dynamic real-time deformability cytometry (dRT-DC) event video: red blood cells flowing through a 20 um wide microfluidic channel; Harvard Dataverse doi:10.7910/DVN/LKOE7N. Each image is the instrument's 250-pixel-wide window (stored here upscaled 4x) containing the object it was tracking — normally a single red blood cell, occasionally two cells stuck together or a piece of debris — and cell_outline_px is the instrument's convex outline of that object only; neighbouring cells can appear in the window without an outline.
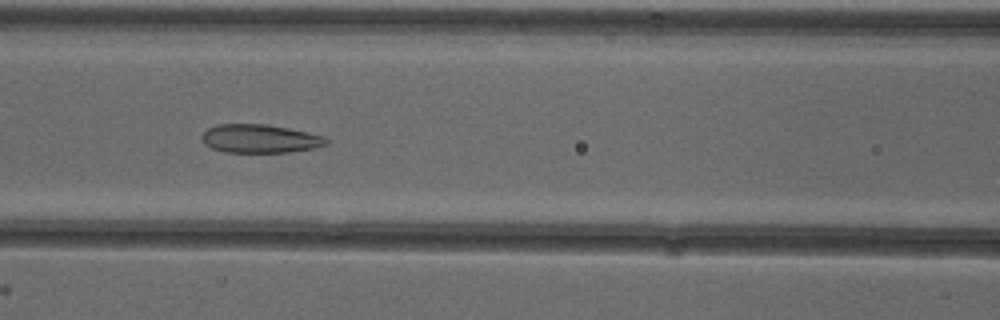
{"species": "common noctule bat (a hibernating species)", "species_latin": "Nyctalus noctula", "temperature_condition": "cold", "stored_images_in_passage": 52, "camera_frame_rate_fps": 3000, "um_per_image_px": 0.085, "animal": {"sex": "female"}, "frame": {"image": 1, "passage_image": 23, "time_ms": 7.333, "image_size_px": [1000, 320], "cell_outline_px": [[328, 144], [316, 148], [288, 152], [224, 152], [212, 148], [204, 144], [200, 140], [200, 136], [208, 128], [216, 124], [268, 124], [308, 132], [324, 136], [328, 140]], "centroid_in_image_um": [22.08, 11.78], "position_along_channel_um": 144.5, "area_um2": 20.87}}
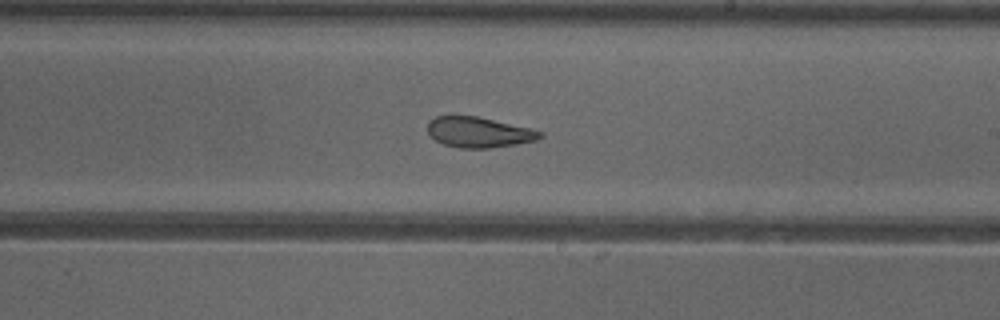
{"frame": {"image": 2, "passage_image": 31, "time_ms": 10.0, "image_size_px": [1000, 320], "cell_outline_px": [[544, 136], [536, 140], [516, 144], [488, 148], [460, 148], [444, 144], [436, 140], [428, 132], [428, 120], [436, 116], [448, 112], [476, 116], [528, 128], [544, 132]], "centroid_in_image_um": [40.63, 11.2], "position_along_channel_um": 248.4, "area_um2": 20.29}}
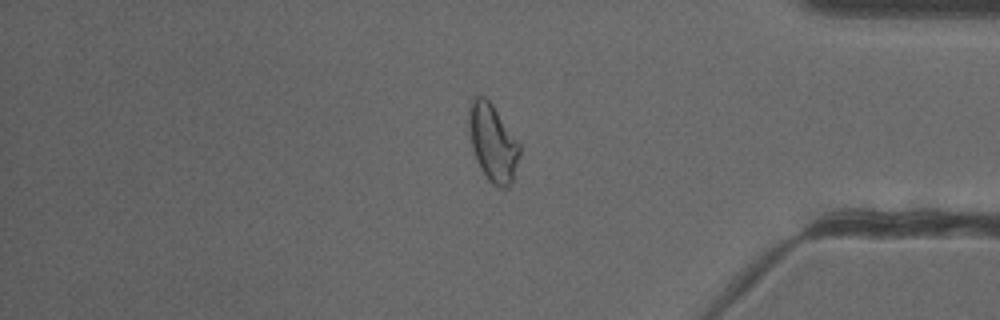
{"frame": {"image": 3, "passage_image": 44, "time_ms": 14.333, "image_size_px": [1000, 320], "cell_outline_px": [[520, 152], [512, 184], [508, 188], [500, 188], [492, 184], [488, 180], [476, 160], [472, 148], [468, 132], [468, 104], [472, 96], [484, 96], [492, 104], [520, 144]], "centroid_in_image_um": [41.86, 12.12], "position_along_channel_um": 393.3, "area_um2": 23.12}, "authors_computed_cell_mechanics": {"area_um2": 23.5824, "velocity_mm_per_s": 3.8947, "shape_relaxation_time_tau1_ms": null, "shape_relaxation_time_tau2_ms": 1.936, "deformation_change_tau1": null, "deformation_change_tau2": 0.0981}}